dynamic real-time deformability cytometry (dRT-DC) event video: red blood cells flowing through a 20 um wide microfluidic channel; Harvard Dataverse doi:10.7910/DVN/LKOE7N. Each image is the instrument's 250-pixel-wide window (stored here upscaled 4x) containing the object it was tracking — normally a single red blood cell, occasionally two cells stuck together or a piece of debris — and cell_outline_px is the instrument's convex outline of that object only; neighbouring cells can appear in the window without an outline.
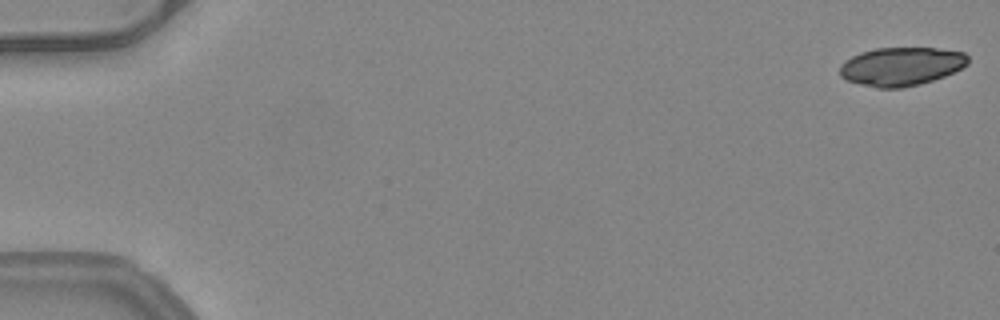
{"species": "common noctule bat (a hibernating species)", "species_latin": "Nyctalus noctula", "temperature_condition": "warm", "stored_images_in_passage": 45, "camera_frame_rate_fps": 3000, "um_per_image_px": 0.085, "animal": {"sex": "female", "body_mass_g": 24.6, "forearm_length_mm": 56.2}, "frame": {"image": 1, "passage_image": 1, "time_ms": 0.0, "image_size_px": [1000, 320], "cell_outline_px": [[968, 64], [944, 76], [920, 84], [900, 88], [876, 88], [844, 80], [840, 76], [840, 64], [844, 60], [860, 52], [876, 48], [936, 48], [964, 52], [968, 56]], "centroid_in_image_um": [76.56, 5.64], "position_along_channel_um": 8.4, "area_um2": 28.84}}
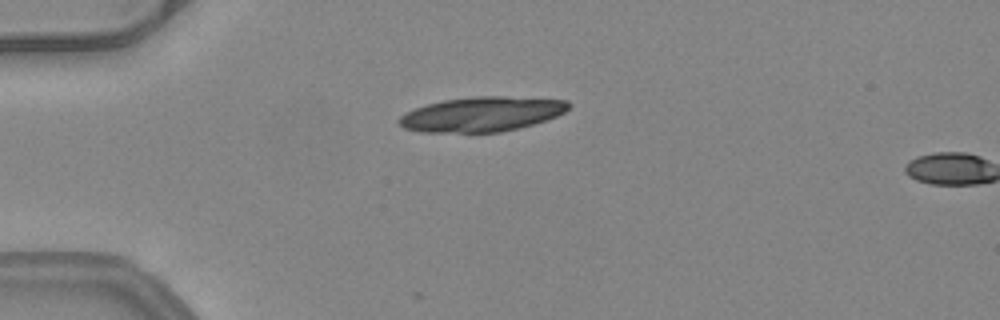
{"frame": {"image": 2, "passage_image": 14, "time_ms": 4.333, "image_size_px": [1000, 320], "cell_outline_px": [[572, 104], [564, 112], [548, 120], [500, 132], [420, 132], [404, 128], [396, 120], [404, 112], [428, 104], [444, 100], [476, 96], [508, 96], [568, 100]], "centroid_in_image_um": [40.95, 9.7], "position_along_channel_um": 44.0, "area_um2": 34.33}}